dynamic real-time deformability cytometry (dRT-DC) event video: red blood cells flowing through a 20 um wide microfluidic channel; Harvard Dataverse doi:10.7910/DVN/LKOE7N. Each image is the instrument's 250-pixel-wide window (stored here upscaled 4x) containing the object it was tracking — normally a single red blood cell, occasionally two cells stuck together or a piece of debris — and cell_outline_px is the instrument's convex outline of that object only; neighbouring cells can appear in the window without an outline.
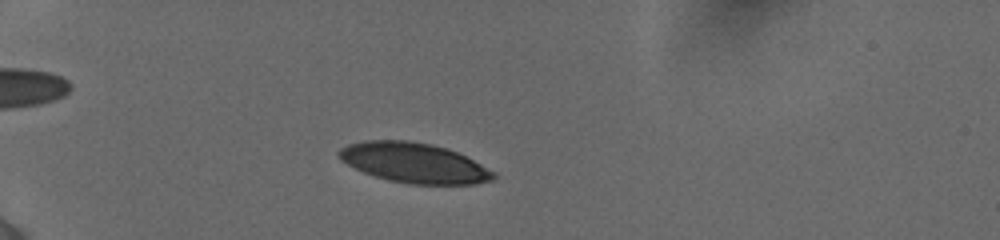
{"species": "human", "species_latin": "Homo sapiens", "temperature_condition": "cold", "stored_images_in_passage": 40, "camera_frame_rate_fps": 3000, "um_per_image_px": 0.085, "donor": {"sex": "female"}, "frame": {"image": 1, "passage_image": 7, "time_ms": 2.0, "image_size_px": [1000, 240], "cell_outline_px": [[496, 176], [492, 180], [476, 184], [408, 184], [388, 180], [364, 172], [340, 160], [336, 152], [340, 148], [348, 144], [364, 140], [408, 140], [432, 144], [448, 148], [496, 172]], "centroid_in_image_um": [35.18, 13.83], "position_along_channel_um": 49.8, "area_um2": 36.01}}
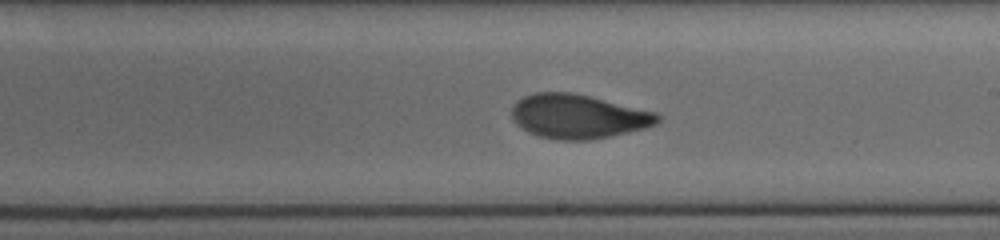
{"frame": {"image": 2, "passage_image": 24, "time_ms": 8.0, "image_size_px": [1000, 240], "cell_outline_px": [[660, 120], [656, 124], [644, 128], [612, 136], [592, 140], [556, 140], [540, 136], [528, 132], [516, 124], [512, 120], [512, 108], [516, 100], [524, 96], [536, 92], [572, 92], [656, 112], [660, 116]], "centroid_in_image_um": [49.12, 9.9], "position_along_channel_um": 239.9, "area_um2": 37.57}}
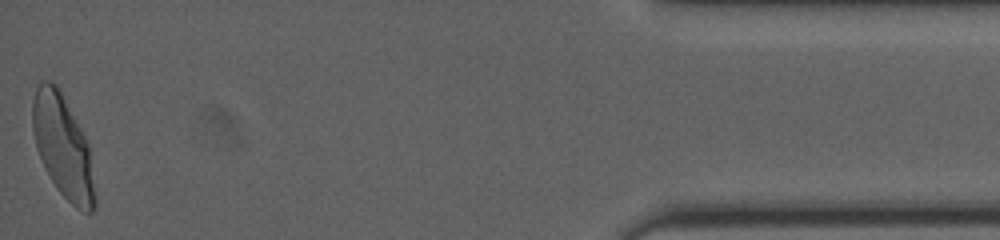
{"frame": {"image": 3, "passage_image": 40, "time_ms": 14.667, "image_size_px": [1000, 240], "cell_outline_px": [[96, 208], [92, 212], [84, 212], [76, 208], [60, 192], [44, 168], [36, 148], [32, 128], [32, 100], [36, 88], [40, 80], [48, 80], [56, 84], [80, 128], [88, 144], [96, 196]], "centroid_in_image_um": [5.33, 12.48], "position_along_channel_um": 429.9, "area_um2": 36.93}, "authors_computed_cell_mechanics": {"area_um2": 36.6163, "velocity_mm_per_s": 3.8643, "shape_relaxation_time_tau1_ms": 6.178, "shape_relaxation_time_tau2_ms": 1.0108, "deformation_change_tau1": 0.2014, "deformation_change_tau2": 0.0621}}